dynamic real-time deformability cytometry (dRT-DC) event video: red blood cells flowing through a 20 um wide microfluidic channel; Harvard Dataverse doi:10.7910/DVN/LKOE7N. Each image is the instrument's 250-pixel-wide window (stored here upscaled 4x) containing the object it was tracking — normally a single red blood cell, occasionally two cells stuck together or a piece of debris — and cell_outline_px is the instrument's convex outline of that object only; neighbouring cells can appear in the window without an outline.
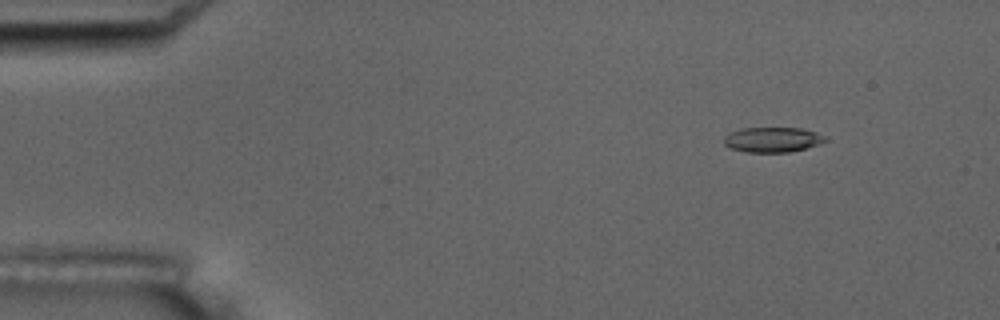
{"species": "common noctule bat (a hibernating species)", "species_latin": "Nyctalus noctula", "temperature_condition": "room temperature", "stored_images_in_passage": 4, "camera_frame_rate_fps": 3000, "um_per_image_px": 0.085, "animal": {"sex": "male", "body_mass_g": 17.5, "forearm_length_mm": 52.3}, "frame": {"image": 1, "passage_image": 1, "time_ms": 0.0, "image_size_px": [1000, 320], "cell_outline_px": [[828, 140], [820, 144], [788, 152], [744, 152], [732, 148], [724, 144], [724, 136], [740, 128], [800, 128], [816, 132], [828, 136]], "centroid_in_image_um": [65.7, 11.86], "position_along_channel_um": 19.3, "area_um2": 14.8}}